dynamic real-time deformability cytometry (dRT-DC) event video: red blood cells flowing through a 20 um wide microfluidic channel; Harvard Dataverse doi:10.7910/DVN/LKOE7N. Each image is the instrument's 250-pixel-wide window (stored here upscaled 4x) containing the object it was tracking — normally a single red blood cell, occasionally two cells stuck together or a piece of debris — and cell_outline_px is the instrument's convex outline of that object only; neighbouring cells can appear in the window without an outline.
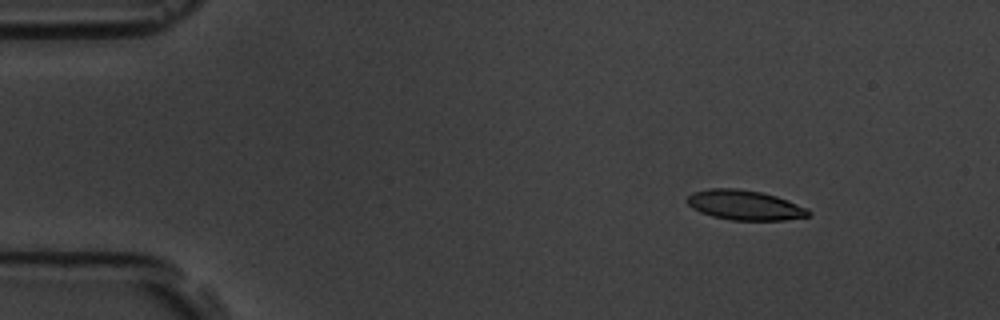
{"species": "common noctule bat (a hibernating species)", "species_latin": "Nyctalus noctula", "temperature_condition": "room temperature", "stored_images_in_passage": 6, "camera_frame_rate_fps": 3000, "um_per_image_px": 0.085, "animal": {"sex": "male", "body_mass_g": 19.5, "forearm_length_mm": 54.6}, "frame": {"image": 1, "passage_image": 2, "time_ms": 1.0, "image_size_px": [1000, 320], "cell_outline_px": [[812, 212], [808, 216], [784, 220], [732, 220], [712, 216], [700, 212], [692, 208], [688, 204], [688, 196], [692, 192], [708, 188], [736, 188], [760, 192], [776, 196], [788, 200], [808, 208]], "centroid_in_image_um": [63.31, 17.43], "position_along_channel_um": 21.7, "area_um2": 21.1}}
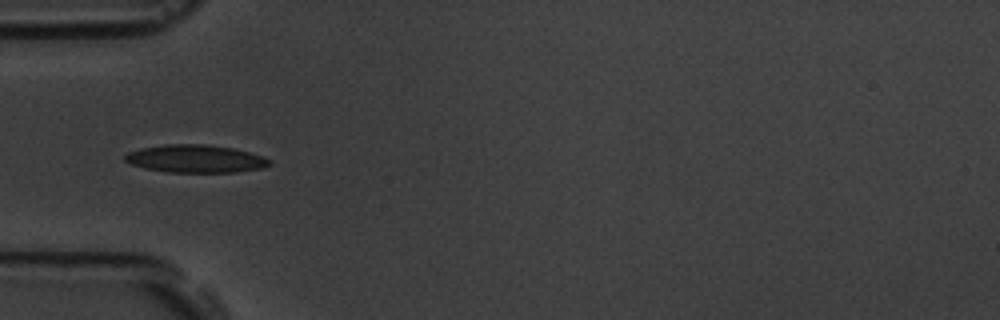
{"frame": {"image": 2, "passage_image": 5, "time_ms": 4.667, "image_size_px": [1000, 320], "cell_outline_px": [[272, 164], [264, 168], [236, 172], [168, 172], [144, 168], [132, 164], [124, 160], [124, 156], [128, 152], [140, 148], [164, 144], [204, 144], [232, 148], [264, 156], [272, 160]], "centroid_in_image_um": [16.64, 13.49], "position_along_channel_um": 68.4, "area_um2": 23.52}}
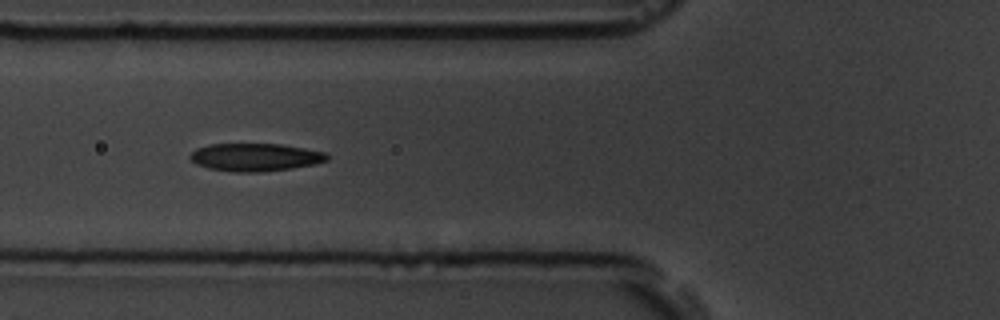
{"frame": {"image": 3, "passage_image": 6, "time_ms": 5.667, "image_size_px": [1000, 320], "cell_outline_px": [[328, 160], [316, 164], [292, 168], [260, 172], [236, 172], [208, 168], [196, 164], [188, 156], [196, 148], [208, 144], [280, 144], [304, 148], [324, 152], [328, 156]], "centroid_in_image_um": [21.68, 13.36], "position_along_channel_um": 104.1, "area_um2": 22.2}}